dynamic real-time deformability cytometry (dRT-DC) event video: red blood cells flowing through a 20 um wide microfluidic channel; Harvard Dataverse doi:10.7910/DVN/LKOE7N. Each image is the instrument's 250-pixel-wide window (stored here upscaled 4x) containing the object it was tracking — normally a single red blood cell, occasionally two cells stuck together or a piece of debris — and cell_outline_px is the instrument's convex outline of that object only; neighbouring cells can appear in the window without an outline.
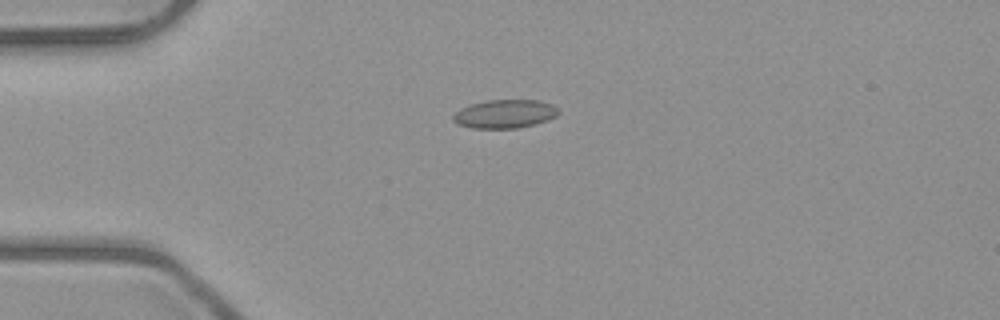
{"species": "common noctule bat (a hibernating species)", "species_latin": "Nyctalus noctula", "temperature_condition": "room temperature", "stored_images_in_passage": 3, "camera_frame_rate_fps": 3000, "um_per_image_px": 0.085, "animal": {"sex": "male", "body_mass_g": 23.1, "forearm_length_mm": 52.7}, "frame": {"image": 1, "passage_image": 2, "time_ms": 1.333, "image_size_px": [1000, 320], "cell_outline_px": [[560, 112], [556, 116], [548, 120], [536, 124], [520, 128], [472, 128], [460, 124], [452, 120], [452, 116], [460, 108], [472, 104], [488, 100], [536, 100], [552, 104]], "centroid_in_image_um": [42.92, 9.68], "position_along_channel_um": 42.1, "area_um2": 17.46}}